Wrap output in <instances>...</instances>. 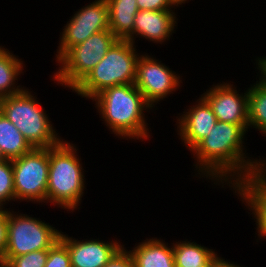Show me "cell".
Returning a JSON list of instances; mask_svg holds the SVG:
<instances>
[{
  "label": "cell",
  "instance_id": "8",
  "mask_svg": "<svg viewBox=\"0 0 266 267\" xmlns=\"http://www.w3.org/2000/svg\"><path fill=\"white\" fill-rule=\"evenodd\" d=\"M12 166L15 202L46 205L49 148H32L23 156L13 159Z\"/></svg>",
  "mask_w": 266,
  "mask_h": 267
},
{
  "label": "cell",
  "instance_id": "21",
  "mask_svg": "<svg viewBox=\"0 0 266 267\" xmlns=\"http://www.w3.org/2000/svg\"><path fill=\"white\" fill-rule=\"evenodd\" d=\"M0 147L8 160L19 158L32 149L17 127L1 111Z\"/></svg>",
  "mask_w": 266,
  "mask_h": 267
},
{
  "label": "cell",
  "instance_id": "15",
  "mask_svg": "<svg viewBox=\"0 0 266 267\" xmlns=\"http://www.w3.org/2000/svg\"><path fill=\"white\" fill-rule=\"evenodd\" d=\"M175 10H139L135 15V21L133 25V44H135L136 38L146 39L156 44H164L172 33H176L177 21ZM136 36V37H135Z\"/></svg>",
  "mask_w": 266,
  "mask_h": 267
},
{
  "label": "cell",
  "instance_id": "6",
  "mask_svg": "<svg viewBox=\"0 0 266 267\" xmlns=\"http://www.w3.org/2000/svg\"><path fill=\"white\" fill-rule=\"evenodd\" d=\"M118 38L103 30L88 37L81 44L71 47L58 61L52 81L73 90L85 76L104 58Z\"/></svg>",
  "mask_w": 266,
  "mask_h": 267
},
{
  "label": "cell",
  "instance_id": "23",
  "mask_svg": "<svg viewBox=\"0 0 266 267\" xmlns=\"http://www.w3.org/2000/svg\"><path fill=\"white\" fill-rule=\"evenodd\" d=\"M48 249L29 252L17 257H2L9 267H44Z\"/></svg>",
  "mask_w": 266,
  "mask_h": 267
},
{
  "label": "cell",
  "instance_id": "29",
  "mask_svg": "<svg viewBox=\"0 0 266 267\" xmlns=\"http://www.w3.org/2000/svg\"><path fill=\"white\" fill-rule=\"evenodd\" d=\"M256 68L266 77V56L255 58Z\"/></svg>",
  "mask_w": 266,
  "mask_h": 267
},
{
  "label": "cell",
  "instance_id": "17",
  "mask_svg": "<svg viewBox=\"0 0 266 267\" xmlns=\"http://www.w3.org/2000/svg\"><path fill=\"white\" fill-rule=\"evenodd\" d=\"M108 4L109 29L118 39L133 43V25L139 11L137 0H106Z\"/></svg>",
  "mask_w": 266,
  "mask_h": 267
},
{
  "label": "cell",
  "instance_id": "24",
  "mask_svg": "<svg viewBox=\"0 0 266 267\" xmlns=\"http://www.w3.org/2000/svg\"><path fill=\"white\" fill-rule=\"evenodd\" d=\"M44 267H71L67 246L58 239L49 249Z\"/></svg>",
  "mask_w": 266,
  "mask_h": 267
},
{
  "label": "cell",
  "instance_id": "10",
  "mask_svg": "<svg viewBox=\"0 0 266 267\" xmlns=\"http://www.w3.org/2000/svg\"><path fill=\"white\" fill-rule=\"evenodd\" d=\"M63 27L59 37V46L56 49L55 62L71 47L81 44L93 34L110 30L107 1L95 0L81 7Z\"/></svg>",
  "mask_w": 266,
  "mask_h": 267
},
{
  "label": "cell",
  "instance_id": "31",
  "mask_svg": "<svg viewBox=\"0 0 266 267\" xmlns=\"http://www.w3.org/2000/svg\"><path fill=\"white\" fill-rule=\"evenodd\" d=\"M7 158L4 156V154H3V151H2V149H1V147H0V161L1 160H6Z\"/></svg>",
  "mask_w": 266,
  "mask_h": 267
},
{
  "label": "cell",
  "instance_id": "19",
  "mask_svg": "<svg viewBox=\"0 0 266 267\" xmlns=\"http://www.w3.org/2000/svg\"><path fill=\"white\" fill-rule=\"evenodd\" d=\"M23 62L22 58L19 59L7 48L0 46V98L20 93L26 88L17 83L24 73L26 65Z\"/></svg>",
  "mask_w": 266,
  "mask_h": 267
},
{
  "label": "cell",
  "instance_id": "22",
  "mask_svg": "<svg viewBox=\"0 0 266 267\" xmlns=\"http://www.w3.org/2000/svg\"><path fill=\"white\" fill-rule=\"evenodd\" d=\"M15 202V190H14V176L12 160L0 161V208L8 202ZM7 203V204H6Z\"/></svg>",
  "mask_w": 266,
  "mask_h": 267
},
{
  "label": "cell",
  "instance_id": "1",
  "mask_svg": "<svg viewBox=\"0 0 266 267\" xmlns=\"http://www.w3.org/2000/svg\"><path fill=\"white\" fill-rule=\"evenodd\" d=\"M247 131L241 126L217 121L209 134L191 150L195 158V175L206 178L214 185L230 188L264 164V159L251 158L246 153ZM200 175V176H199Z\"/></svg>",
  "mask_w": 266,
  "mask_h": 267
},
{
  "label": "cell",
  "instance_id": "27",
  "mask_svg": "<svg viewBox=\"0 0 266 267\" xmlns=\"http://www.w3.org/2000/svg\"><path fill=\"white\" fill-rule=\"evenodd\" d=\"M8 209L0 208V260L6 250L7 244Z\"/></svg>",
  "mask_w": 266,
  "mask_h": 267
},
{
  "label": "cell",
  "instance_id": "9",
  "mask_svg": "<svg viewBox=\"0 0 266 267\" xmlns=\"http://www.w3.org/2000/svg\"><path fill=\"white\" fill-rule=\"evenodd\" d=\"M182 81V75L176 74L151 54L139 56L134 85L152 108L182 87Z\"/></svg>",
  "mask_w": 266,
  "mask_h": 267
},
{
  "label": "cell",
  "instance_id": "5",
  "mask_svg": "<svg viewBox=\"0 0 266 267\" xmlns=\"http://www.w3.org/2000/svg\"><path fill=\"white\" fill-rule=\"evenodd\" d=\"M136 50V44L117 39L104 58L71 92L89 100L108 87L134 84L140 56Z\"/></svg>",
  "mask_w": 266,
  "mask_h": 267
},
{
  "label": "cell",
  "instance_id": "2",
  "mask_svg": "<svg viewBox=\"0 0 266 267\" xmlns=\"http://www.w3.org/2000/svg\"><path fill=\"white\" fill-rule=\"evenodd\" d=\"M91 100L111 134L121 140L149 141L152 133L145 112L153 108L134 84L108 87Z\"/></svg>",
  "mask_w": 266,
  "mask_h": 267
},
{
  "label": "cell",
  "instance_id": "20",
  "mask_svg": "<svg viewBox=\"0 0 266 267\" xmlns=\"http://www.w3.org/2000/svg\"><path fill=\"white\" fill-rule=\"evenodd\" d=\"M258 73L256 83L248 87V129H258L266 137V77Z\"/></svg>",
  "mask_w": 266,
  "mask_h": 267
},
{
  "label": "cell",
  "instance_id": "13",
  "mask_svg": "<svg viewBox=\"0 0 266 267\" xmlns=\"http://www.w3.org/2000/svg\"><path fill=\"white\" fill-rule=\"evenodd\" d=\"M59 239L67 246L71 267H104L125 245L119 240L82 239L69 237L64 232ZM107 241V242H106Z\"/></svg>",
  "mask_w": 266,
  "mask_h": 267
},
{
  "label": "cell",
  "instance_id": "14",
  "mask_svg": "<svg viewBox=\"0 0 266 267\" xmlns=\"http://www.w3.org/2000/svg\"><path fill=\"white\" fill-rule=\"evenodd\" d=\"M182 114V115H181ZM176 116L177 135L183 146L191 150L206 137L217 122V118L208 102L201 96L192 106Z\"/></svg>",
  "mask_w": 266,
  "mask_h": 267
},
{
  "label": "cell",
  "instance_id": "18",
  "mask_svg": "<svg viewBox=\"0 0 266 267\" xmlns=\"http://www.w3.org/2000/svg\"><path fill=\"white\" fill-rule=\"evenodd\" d=\"M173 255L175 267H210L219 257L215 249L187 239L173 242Z\"/></svg>",
  "mask_w": 266,
  "mask_h": 267
},
{
  "label": "cell",
  "instance_id": "32",
  "mask_svg": "<svg viewBox=\"0 0 266 267\" xmlns=\"http://www.w3.org/2000/svg\"><path fill=\"white\" fill-rule=\"evenodd\" d=\"M0 267H9L5 261L0 260Z\"/></svg>",
  "mask_w": 266,
  "mask_h": 267
},
{
  "label": "cell",
  "instance_id": "28",
  "mask_svg": "<svg viewBox=\"0 0 266 267\" xmlns=\"http://www.w3.org/2000/svg\"><path fill=\"white\" fill-rule=\"evenodd\" d=\"M210 267H243V266L242 265L239 266L237 265V263L235 264L234 262L225 260V258L223 259V257L219 255V257L211 264Z\"/></svg>",
  "mask_w": 266,
  "mask_h": 267
},
{
  "label": "cell",
  "instance_id": "3",
  "mask_svg": "<svg viewBox=\"0 0 266 267\" xmlns=\"http://www.w3.org/2000/svg\"><path fill=\"white\" fill-rule=\"evenodd\" d=\"M63 139L49 148L46 204L75 212L82 202L86 181L77 145Z\"/></svg>",
  "mask_w": 266,
  "mask_h": 267
},
{
  "label": "cell",
  "instance_id": "7",
  "mask_svg": "<svg viewBox=\"0 0 266 267\" xmlns=\"http://www.w3.org/2000/svg\"><path fill=\"white\" fill-rule=\"evenodd\" d=\"M8 209L7 244L3 257H17L49 249L59 239L61 229L57 230L40 217Z\"/></svg>",
  "mask_w": 266,
  "mask_h": 267
},
{
  "label": "cell",
  "instance_id": "16",
  "mask_svg": "<svg viewBox=\"0 0 266 267\" xmlns=\"http://www.w3.org/2000/svg\"><path fill=\"white\" fill-rule=\"evenodd\" d=\"M133 248V249H132ZM129 250L135 267H175L173 243L156 237L146 238Z\"/></svg>",
  "mask_w": 266,
  "mask_h": 267
},
{
  "label": "cell",
  "instance_id": "30",
  "mask_svg": "<svg viewBox=\"0 0 266 267\" xmlns=\"http://www.w3.org/2000/svg\"><path fill=\"white\" fill-rule=\"evenodd\" d=\"M189 1H191V0H173V2L176 4L177 8L180 6L182 8V5L183 4L185 5V3H188Z\"/></svg>",
  "mask_w": 266,
  "mask_h": 267
},
{
  "label": "cell",
  "instance_id": "11",
  "mask_svg": "<svg viewBox=\"0 0 266 267\" xmlns=\"http://www.w3.org/2000/svg\"><path fill=\"white\" fill-rule=\"evenodd\" d=\"M229 82L213 84L200 96L208 102L217 121L241 125L248 132V88L241 93Z\"/></svg>",
  "mask_w": 266,
  "mask_h": 267
},
{
  "label": "cell",
  "instance_id": "26",
  "mask_svg": "<svg viewBox=\"0 0 266 267\" xmlns=\"http://www.w3.org/2000/svg\"><path fill=\"white\" fill-rule=\"evenodd\" d=\"M126 248L123 246L104 267H135L134 260Z\"/></svg>",
  "mask_w": 266,
  "mask_h": 267
},
{
  "label": "cell",
  "instance_id": "4",
  "mask_svg": "<svg viewBox=\"0 0 266 267\" xmlns=\"http://www.w3.org/2000/svg\"><path fill=\"white\" fill-rule=\"evenodd\" d=\"M34 95L26 87L20 93L0 98V111L17 127L32 148L54 147L63 138L58 135L47 111Z\"/></svg>",
  "mask_w": 266,
  "mask_h": 267
},
{
  "label": "cell",
  "instance_id": "12",
  "mask_svg": "<svg viewBox=\"0 0 266 267\" xmlns=\"http://www.w3.org/2000/svg\"><path fill=\"white\" fill-rule=\"evenodd\" d=\"M262 158L264 159L262 166L230 187V190L235 191L238 199L248 208L250 211L248 214H252L254 217L253 220L257 226L255 229L259 238L256 239V242L266 239V159L263 156Z\"/></svg>",
  "mask_w": 266,
  "mask_h": 267
},
{
  "label": "cell",
  "instance_id": "25",
  "mask_svg": "<svg viewBox=\"0 0 266 267\" xmlns=\"http://www.w3.org/2000/svg\"><path fill=\"white\" fill-rule=\"evenodd\" d=\"M137 6L139 10H175L176 4L173 0H137Z\"/></svg>",
  "mask_w": 266,
  "mask_h": 267
}]
</instances>
